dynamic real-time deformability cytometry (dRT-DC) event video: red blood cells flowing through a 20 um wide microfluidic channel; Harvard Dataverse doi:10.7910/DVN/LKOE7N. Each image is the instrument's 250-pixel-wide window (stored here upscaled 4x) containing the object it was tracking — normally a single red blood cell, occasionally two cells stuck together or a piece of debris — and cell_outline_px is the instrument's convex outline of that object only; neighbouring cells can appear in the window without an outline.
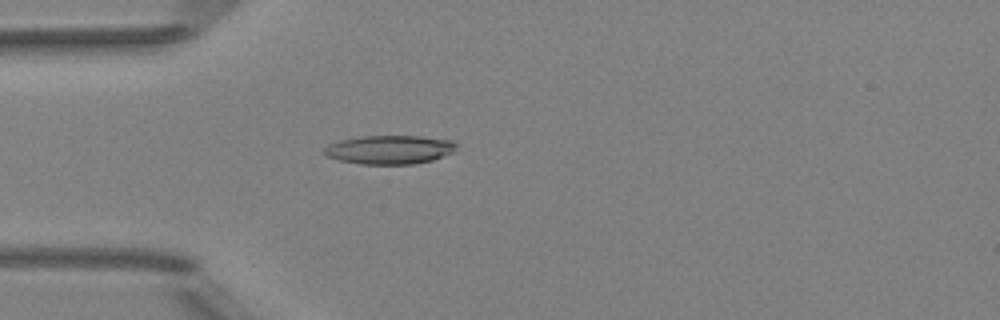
{"species": "Egyptian fruit bat (a non-hibernating species)", "species_latin": "Rousettus aegyptiacus", "temperature_condition": "room temperature", "stored_images_in_passage": 51, "camera_frame_rate_fps": 3000, "um_per_image_px": 0.085, "animal": {"sex": "female"}, "frame": {"image": 1, "passage_image": 15, "time_ms": 4.667, "image_size_px": [1000, 320], "cell_outline_px": [[456, 144], [452, 152], [432, 160], [412, 164], [360, 164], [340, 160], [324, 156], [320, 152], [328, 144], [340, 140], [360, 136], [420, 136], [452, 140]], "centroid_in_image_um": [33.03, 12.72], "position_along_channel_um": 52.0, "area_um2": 22.2}}
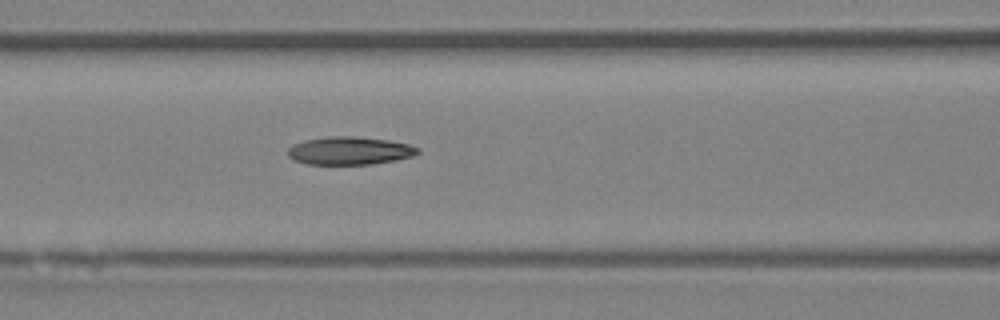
{"frame": {"image": 2, "passage_image": 22, "time_ms": 7.0, "image_size_px": [1000, 320], "cell_outline_px": [[420, 152], [412, 156], [396, 160], [372, 164], [308, 164], [296, 160], [288, 156], [288, 148], [292, 144], [304, 140], [328, 136], [352, 136], [388, 140], [408, 144], [420, 148]], "centroid_in_image_um": [29.72, 12.8], "position_along_channel_um": 136.9, "area_um2": 21.15}}
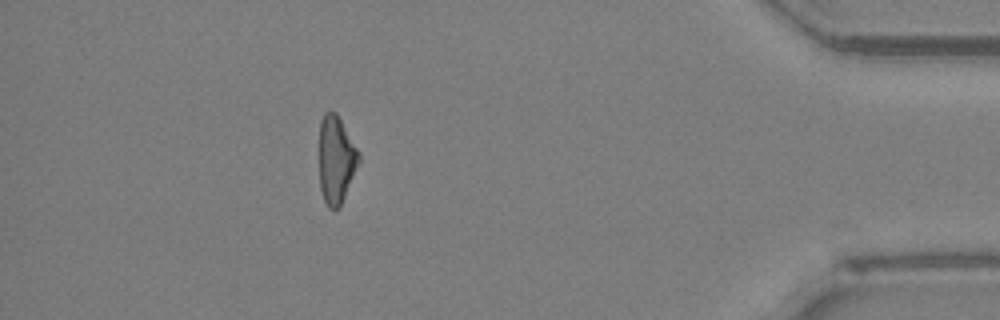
{"frame": {"image": 3, "passage_image": 46, "time_ms": 15.0, "image_size_px": [1000, 320], "cell_outline_px": [[360, 160], [340, 208], [328, 208], [324, 200], [320, 188], [320, 120], [324, 112], [336, 112], [360, 152]], "centroid_in_image_um": [28.58, 13.57], "position_along_channel_um": 406.6, "area_um2": 20.17}, "authors_computed_cell_mechanics": {"area_um2": 21.1548, "velocity_mm_per_s": 4.0183, "shape_relaxation_time_tau1_ms": null, "shape_relaxation_time_tau2_ms": 10.0874, "deformation_change_tau1": null, "deformation_change_tau2": 0.2376}}